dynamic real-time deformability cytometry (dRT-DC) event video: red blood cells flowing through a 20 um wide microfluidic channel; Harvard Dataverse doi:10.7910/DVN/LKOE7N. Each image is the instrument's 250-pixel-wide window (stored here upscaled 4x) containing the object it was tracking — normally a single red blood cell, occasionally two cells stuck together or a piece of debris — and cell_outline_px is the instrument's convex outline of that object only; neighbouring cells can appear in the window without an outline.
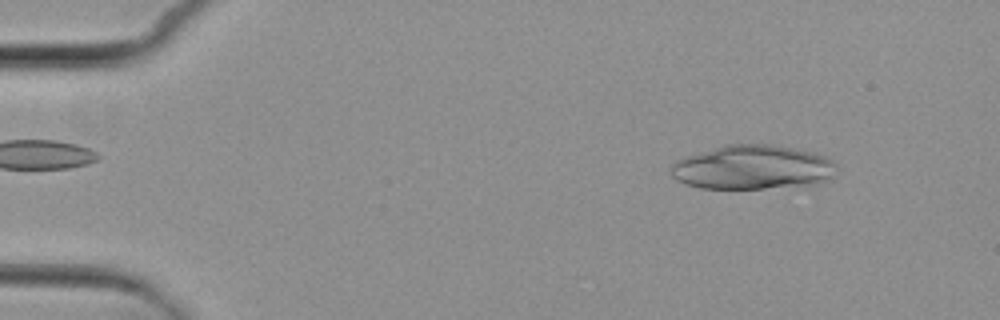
{"species": "common noctule bat (a hibernating species)", "species_latin": "Nyctalus noctula", "temperature_condition": "cold", "stored_images_in_passage": 5, "segment_of_instrument_passage": [1, 2], "camera_frame_rate_fps": 3000, "um_per_image_px": 0.085, "animal": {"sex": "female", "body_mass_g": 29.2, "forearm_length_mm": 56.3}, "frame": {"image": 1, "passage_image": 1, "time_ms": 0.0, "image_size_px": [1000, 320], "cell_outline_px": [[836, 164], [832, 176], [824, 180], [808, 184], [764, 188], [700, 188], [684, 184], [676, 180], [672, 176], [672, 164], [676, 160], [688, 156], [728, 144], [772, 144], [812, 152], [824, 156], [832, 160]], "centroid_in_image_um": [63.93, 14.22], "position_along_channel_um": 21.1, "area_um2": 42.02}}